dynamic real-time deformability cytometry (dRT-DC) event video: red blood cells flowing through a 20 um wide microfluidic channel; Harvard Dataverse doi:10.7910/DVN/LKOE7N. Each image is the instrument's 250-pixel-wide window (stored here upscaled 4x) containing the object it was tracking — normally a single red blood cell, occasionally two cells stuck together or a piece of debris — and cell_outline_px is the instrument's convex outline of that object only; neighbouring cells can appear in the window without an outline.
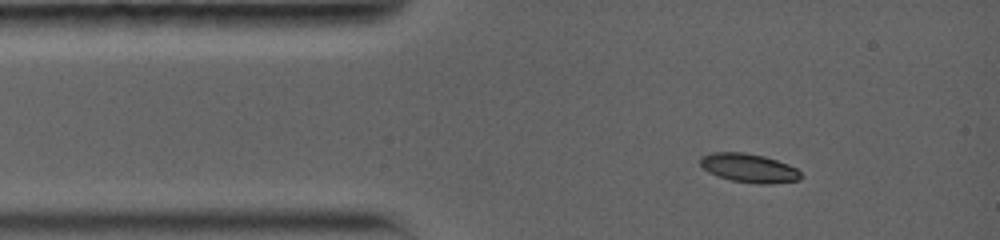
{"species": "common noctule bat (a hibernating species)", "species_latin": "Nyctalus noctula", "temperature_condition": "warm", "stored_images_in_passage": 61, "camera_frame_rate_fps": 5000, "um_per_image_px": 0.085, "animal": {"sex": "female", "body_mass_g": 19.0, "forearm_length_mm": 56.7}, "frame": {"image": 1, "passage_image": 1, "time_ms": 0.0, "image_size_px": [1000, 240], "cell_outline_px": [[800, 180], [768, 184], [760, 184], [732, 180], [716, 176], [708, 172], [700, 164], [700, 156], [712, 152], [744, 152], [764, 156], [788, 164], [796, 168], [800, 172]], "centroid_in_image_um": [63.63, 14.27], "position_along_channel_um": 21.4, "area_um2": 16.88}}
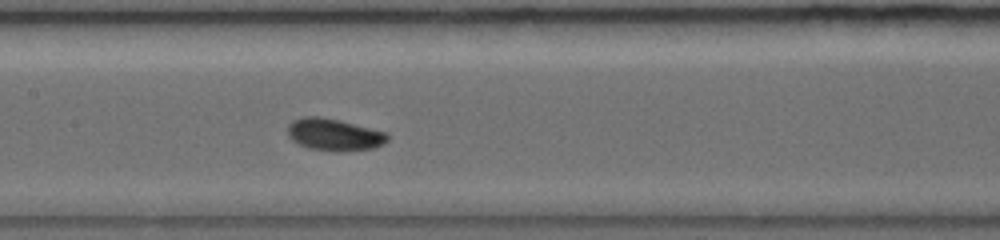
{"frame": {"image": 2, "passage_image": 26, "time_ms": 5.0, "image_size_px": [1000, 240], "cell_outline_px": [[388, 140], [384, 144], [372, 148], [332, 152], [308, 148], [292, 140], [288, 136], [288, 124], [292, 120], [304, 116], [320, 116], [388, 132]], "centroid_in_image_um": [28.39, 11.44], "position_along_channel_um": 179.0, "area_um2": 18.67}}
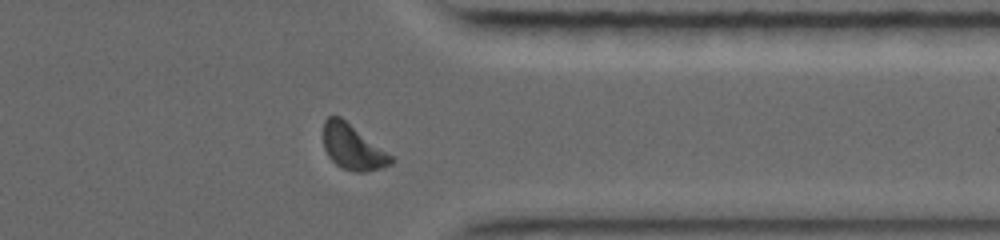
{"frame": {"image": 3, "passage_image": 53, "time_ms": 10.4, "image_size_px": [1000, 240], "cell_outline_px": [[396, 160], [392, 164], [384, 168], [364, 172], [352, 172], [336, 164], [328, 156], [324, 148], [324, 120], [328, 116], [340, 116], [392, 156]], "centroid_in_image_um": [29.99, 12.53], "position_along_channel_um": 381.4, "area_um2": 17.69}, "authors_computed_cell_mechanics": {"area_um2": 17.629, "velocity_mm_per_s": 3.8052, "shape_relaxation_time_tau1_ms": 2.7331, "shape_relaxation_time_tau2_ms": null, "deformation_change_tau1": 0.1364, "deformation_change_tau2": null}}